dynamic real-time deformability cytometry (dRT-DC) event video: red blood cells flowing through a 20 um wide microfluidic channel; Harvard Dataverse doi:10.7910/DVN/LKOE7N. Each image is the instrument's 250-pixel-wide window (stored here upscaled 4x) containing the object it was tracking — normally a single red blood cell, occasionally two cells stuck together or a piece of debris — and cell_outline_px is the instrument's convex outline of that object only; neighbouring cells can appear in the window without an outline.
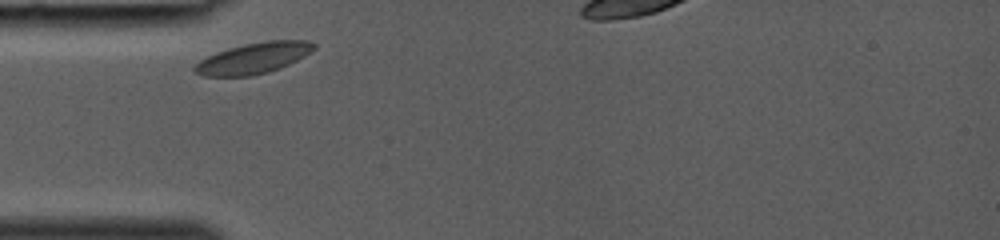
{"species": "common noctule bat (a hibernating species)", "species_latin": "Nyctalus noctula", "temperature_condition": "room temperature", "stored_images_in_passage": 23, "camera_frame_rate_fps": 3000, "um_per_image_px": 0.085, "animal": {"sex": "female", "body_mass_g": 19.0, "forearm_length_mm": 53.3}, "frame": {"image": 1, "passage_image": 1, "time_ms": 0.0, "image_size_px": [1000, 240], "cell_outline_px": [[316, 48], [304, 56], [280, 68], [268, 72], [252, 76], [204, 76], [196, 72], [192, 68], [200, 60], [216, 52], [228, 48], [244, 44], [268, 40], [308, 40], [316, 44]], "centroid_in_image_um": [21.56, 4.94], "position_along_channel_um": 63.4, "area_um2": 21.44}}
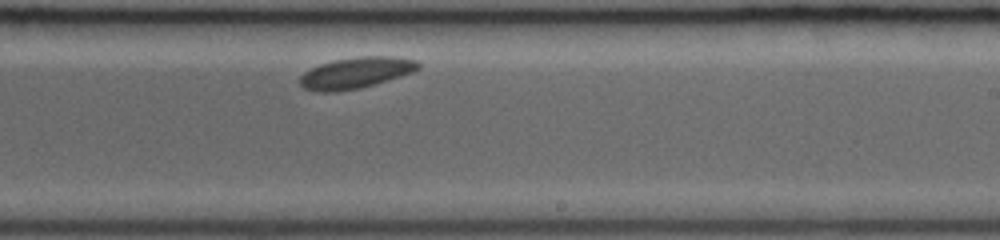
{"frame": {"image": 2, "passage_image": 14, "time_ms": 4.333, "image_size_px": [1000, 240], "cell_outline_px": [[420, 68], [412, 72], [400, 76], [360, 88], [332, 92], [320, 92], [304, 88], [300, 84], [300, 76], [304, 72], [320, 64], [336, 60], [360, 56], [396, 56], [416, 60], [420, 64]], "centroid_in_image_um": [30.26, 6.18], "position_along_channel_um": 258.7, "area_um2": 21.27}}
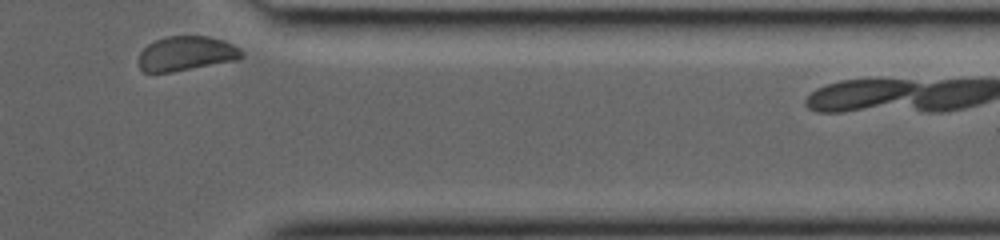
{"frame": {"image": 3, "passage_image": 23, "time_ms": 7.333, "image_size_px": [1000, 240], "cell_outline_px": [[244, 56], [240, 60], [172, 72], [144, 72], [140, 68], [140, 52], [148, 44], [156, 40], [168, 36], [208, 36], [224, 40], [240, 48], [244, 52]], "centroid_in_image_um": [15.9, 4.55], "position_along_channel_um": 395.5, "area_um2": 20.87}}